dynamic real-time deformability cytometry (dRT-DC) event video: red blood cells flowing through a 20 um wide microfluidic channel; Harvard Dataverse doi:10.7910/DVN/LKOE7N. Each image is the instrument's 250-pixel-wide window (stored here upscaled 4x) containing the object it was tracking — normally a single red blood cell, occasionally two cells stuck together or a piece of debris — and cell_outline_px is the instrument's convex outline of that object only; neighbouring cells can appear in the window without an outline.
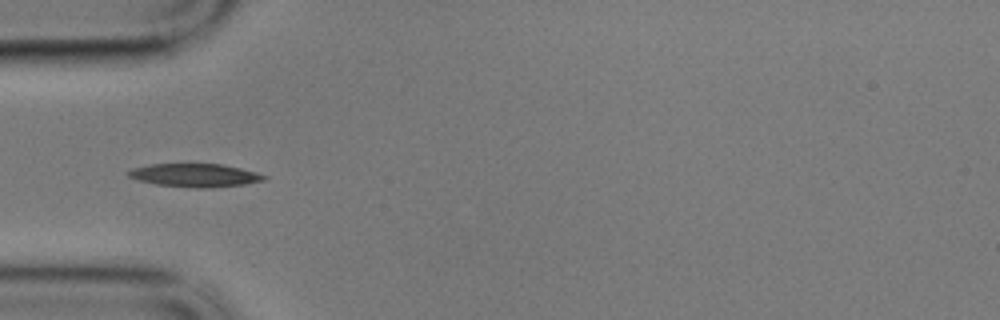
{"species": "common noctule bat (a hibernating species)", "species_latin": "Nyctalus noctula", "temperature_condition": "cold", "stored_images_in_passage": 41, "camera_frame_rate_fps": 3000, "um_per_image_px": 0.085, "animal": {"sex": "male", "body_mass_g": 17.9}, "frame": {"image": 1, "passage_image": 1, "time_ms": 0.0, "image_size_px": [1000, 320], "cell_outline_px": [[268, 176], [264, 180], [244, 184], [212, 188], [196, 188], [156, 184], [140, 180], [128, 176], [124, 172], [132, 168], [152, 164], [220, 164], [240, 168]], "centroid_in_image_um": [16.54, 14.9], "position_along_channel_um": 68.5, "area_um2": 18.26}}
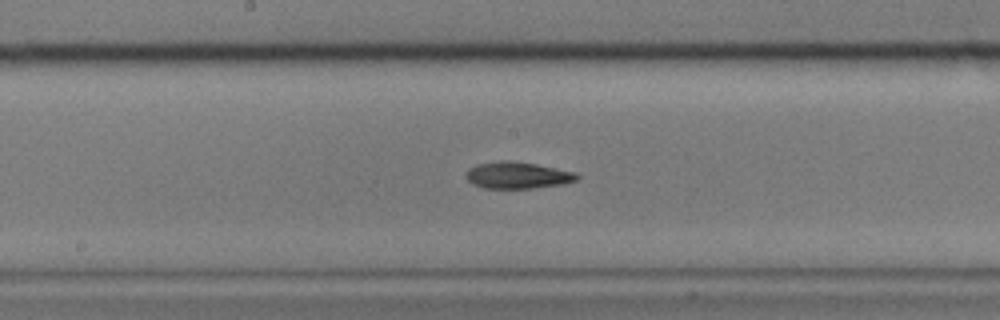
{"frame": {"image": 2, "passage_image": 13, "time_ms": 4.0, "image_size_px": [1000, 320], "cell_outline_px": [[580, 176], [576, 180], [564, 184], [532, 188], [484, 188], [472, 184], [468, 180], [468, 168], [476, 164], [504, 160], [536, 164], [576, 172]], "centroid_in_image_um": [44.01, 14.9], "position_along_channel_um": 204.2, "area_um2": 17.11}}
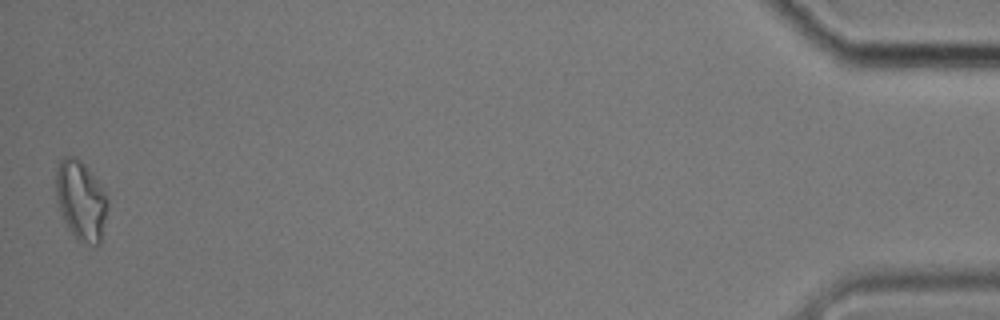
{"frame": {"image": 3, "passage_image": 41, "time_ms": 13.333, "image_size_px": [1000, 320], "cell_outline_px": [[108, 204], [100, 244], [96, 248], [76, 240], [68, 228], [60, 212], [56, 200], [56, 168], [60, 160], [64, 156], [76, 156], [84, 164], [108, 196]], "centroid_in_image_um": [6.87, 17.07], "position_along_channel_um": 428.3, "area_um2": 24.22}, "authors_computed_cell_mechanics": {"area_um2": 17.5712, "velocity_mm_per_s": 3.3816, "shape_relaxation_time_tau1_ms": 6.2221, "shape_relaxation_time_tau2_ms": null, "deformation_change_tau1": 0.1558, "deformation_change_tau2": null}}